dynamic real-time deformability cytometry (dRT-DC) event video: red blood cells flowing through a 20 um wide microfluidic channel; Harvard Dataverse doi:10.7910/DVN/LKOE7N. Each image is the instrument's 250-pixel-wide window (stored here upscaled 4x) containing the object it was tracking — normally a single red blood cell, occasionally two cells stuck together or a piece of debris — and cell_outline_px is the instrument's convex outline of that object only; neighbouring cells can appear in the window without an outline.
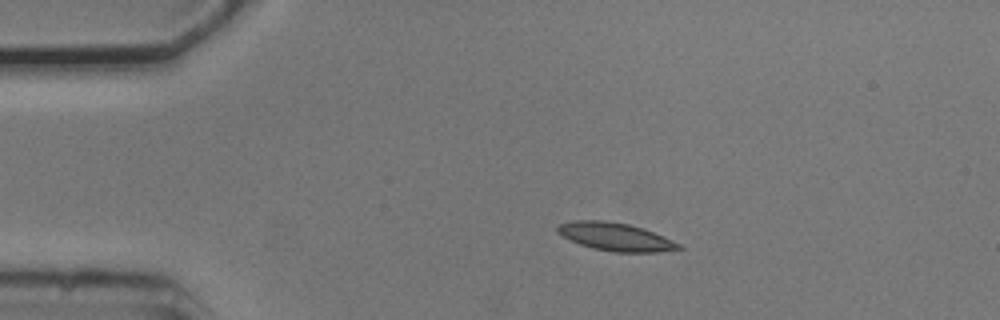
{"species": "common noctule bat (a hibernating species)", "species_latin": "Nyctalus noctula", "temperature_condition": "cold", "stored_images_in_passage": 40, "camera_frame_rate_fps": 3000, "um_per_image_px": 0.085, "animal": {"sex": "male", "body_mass_g": 20.5, "forearm_length_mm": 52.5}, "frame": {"image": 1, "passage_image": 10, "time_ms": 3.0, "image_size_px": [1000, 320], "cell_outline_px": [[684, 248], [660, 252], [612, 252], [592, 248], [580, 244], [556, 232], [556, 228], [560, 224], [576, 220], [604, 220], [628, 224], [664, 236], [680, 244]], "centroid_in_image_um": [52.32, 20.13], "position_along_channel_um": 32.7, "area_um2": 19.59}}
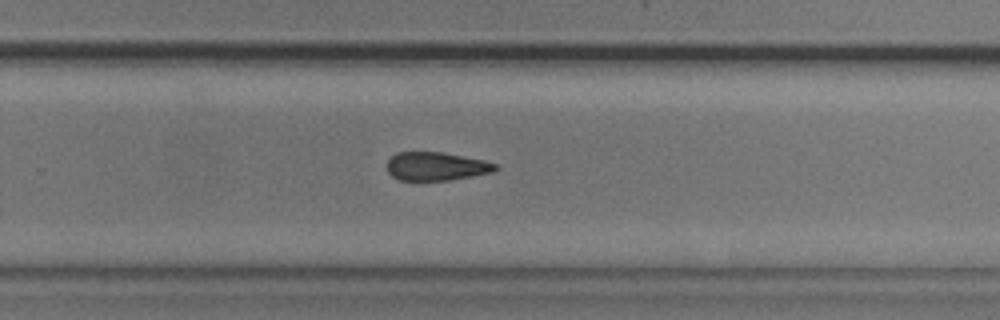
{"frame": {"image": 2, "passage_image": 26, "time_ms": 8.333, "image_size_px": [1000, 320], "cell_outline_px": [[500, 168], [492, 172], [448, 180], [400, 180], [392, 176], [388, 172], [388, 160], [396, 152], [440, 152], [484, 160], [496, 164]], "centroid_in_image_um": [37.07, 14.13], "position_along_channel_um": 292.7, "area_um2": 17.74}}
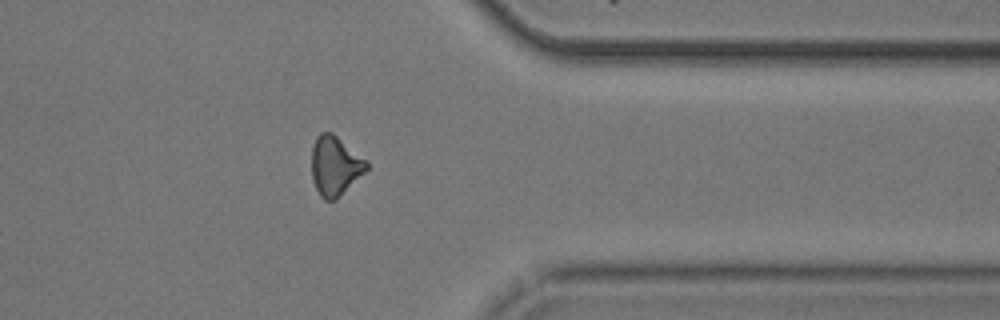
{"frame": {"image": 3, "passage_image": 34, "time_ms": 11.0, "image_size_px": [1000, 320], "cell_outline_px": [[368, 168], [336, 200], [324, 200], [320, 196], [312, 180], [312, 148], [316, 136], [320, 132], [332, 132], [364, 160], [368, 164]], "centroid_in_image_um": [28.43, 14.11], "position_along_channel_um": 383.0, "area_um2": 18.61}}